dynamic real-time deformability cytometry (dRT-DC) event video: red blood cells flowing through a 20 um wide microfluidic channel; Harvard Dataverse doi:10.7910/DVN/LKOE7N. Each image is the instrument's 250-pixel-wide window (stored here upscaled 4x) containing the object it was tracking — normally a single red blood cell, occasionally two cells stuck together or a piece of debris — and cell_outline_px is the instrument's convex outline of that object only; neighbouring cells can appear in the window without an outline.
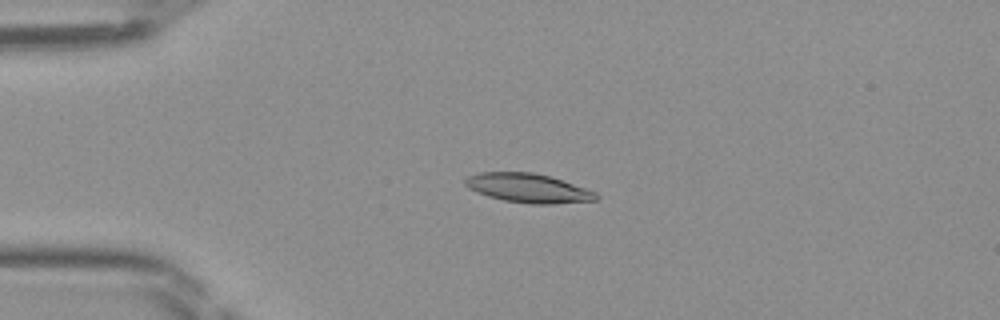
{"species": "Egyptian fruit bat (a non-hibernating species)", "species_latin": "Rousettus aegyptiacus", "temperature_condition": "room temperature", "stored_images_in_passage": 47, "camera_frame_rate_fps": 3000, "um_per_image_px": 0.085, "frame": {"image": 1, "passage_image": 11, "time_ms": 3.333, "image_size_px": [1000, 320], "cell_outline_px": [[600, 196], [596, 200], [552, 204], [532, 204], [504, 200], [488, 196], [476, 192], [468, 188], [464, 184], [464, 180], [468, 176], [480, 172], [532, 172], [548, 176], [596, 192]], "centroid_in_image_um": [44.86, 15.99], "position_along_channel_um": 40.1, "area_um2": 21.96}}
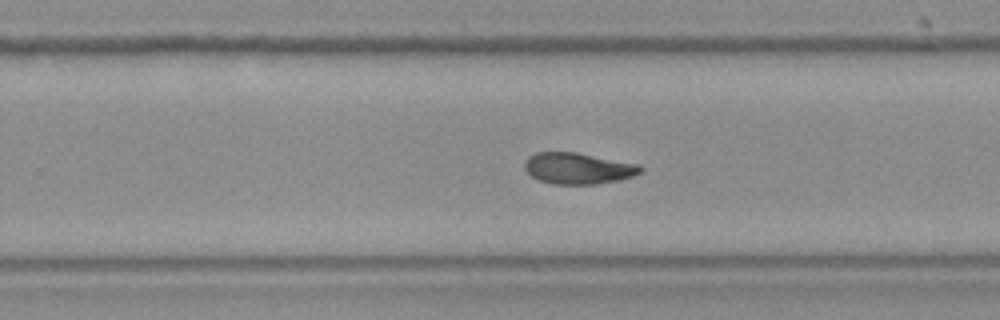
{"frame": {"image": 2, "passage_image": 30, "time_ms": 9.667, "image_size_px": [1000, 320], "cell_outline_px": [[644, 168], [640, 172], [632, 176], [616, 180], [596, 184], [552, 184], [540, 180], [532, 176], [524, 168], [524, 160], [528, 156], [536, 152], [576, 152], [640, 164]], "centroid_in_image_um": [49.12, 14.3], "position_along_channel_um": 280.7, "area_um2": 21.1}}
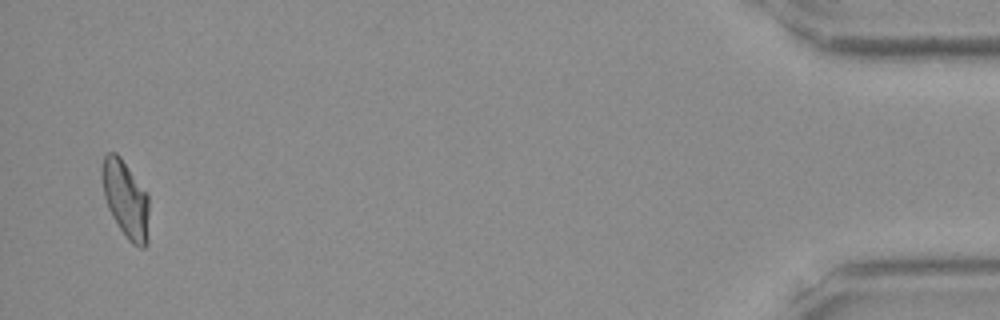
{"frame": {"image": 3, "passage_image": 46, "time_ms": 15.0, "image_size_px": [1000, 320], "cell_outline_px": [[148, 244], [144, 248], [140, 248], [132, 244], [124, 236], [112, 216], [108, 208], [104, 196], [100, 176], [100, 168], [104, 156], [108, 152], [116, 152], [120, 156], [148, 192]], "centroid_in_image_um": [10.67, 16.92], "position_along_channel_um": 424.5, "area_um2": 21.73}}